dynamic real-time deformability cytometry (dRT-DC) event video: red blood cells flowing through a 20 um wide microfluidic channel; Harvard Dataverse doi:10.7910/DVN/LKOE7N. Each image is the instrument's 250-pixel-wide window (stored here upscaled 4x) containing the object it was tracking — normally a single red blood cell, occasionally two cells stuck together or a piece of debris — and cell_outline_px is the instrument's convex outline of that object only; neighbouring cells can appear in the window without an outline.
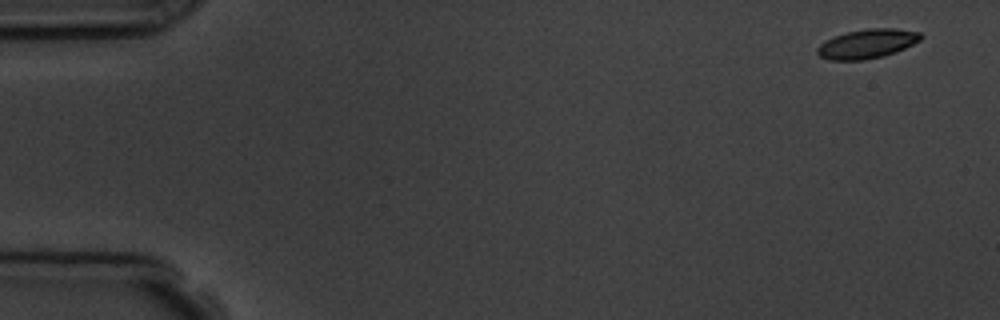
{"species": "common noctule bat (a hibernating species)", "species_latin": "Nyctalus noctula", "temperature_condition": "room temperature", "stored_images_in_passage": 5, "camera_frame_rate_fps": 3000, "um_per_image_px": 0.085, "animal": {"sex": "male", "body_mass_g": 19.5, "forearm_length_mm": 54.6}, "frame": {"image": 1, "passage_image": 1, "time_ms": 0.0, "image_size_px": [1000, 320], "cell_outline_px": [[924, 36], [920, 40], [896, 52], [884, 56], [864, 60], [828, 60], [820, 56], [816, 52], [816, 48], [820, 44], [836, 36], [848, 32], [868, 28], [896, 28], [920, 32]], "centroid_in_image_um": [73.73, 3.72], "position_along_channel_um": 11.3, "area_um2": 17.57}}
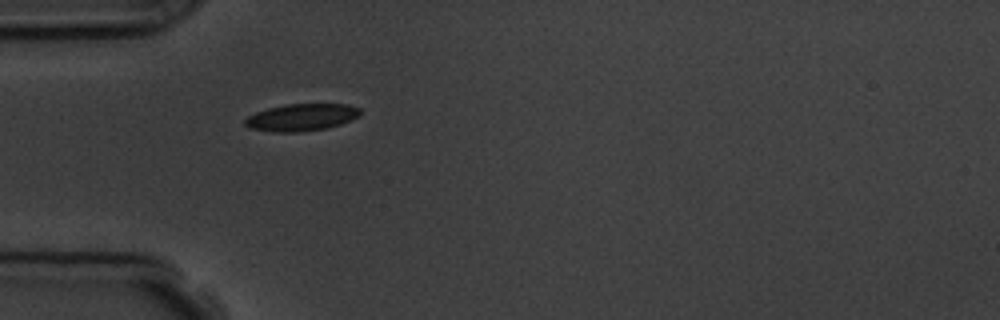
{"frame": {"image": 2, "passage_image": 5, "time_ms": 4.667, "image_size_px": [1000, 320], "cell_outline_px": [[360, 116], [340, 124], [328, 128], [296, 132], [272, 132], [248, 128], [244, 124], [244, 120], [248, 116], [256, 112], [268, 108], [288, 104], [348, 104], [360, 108]], "centroid_in_image_um": [25.61, 9.98], "position_along_channel_um": 59.4, "area_um2": 18.26}}